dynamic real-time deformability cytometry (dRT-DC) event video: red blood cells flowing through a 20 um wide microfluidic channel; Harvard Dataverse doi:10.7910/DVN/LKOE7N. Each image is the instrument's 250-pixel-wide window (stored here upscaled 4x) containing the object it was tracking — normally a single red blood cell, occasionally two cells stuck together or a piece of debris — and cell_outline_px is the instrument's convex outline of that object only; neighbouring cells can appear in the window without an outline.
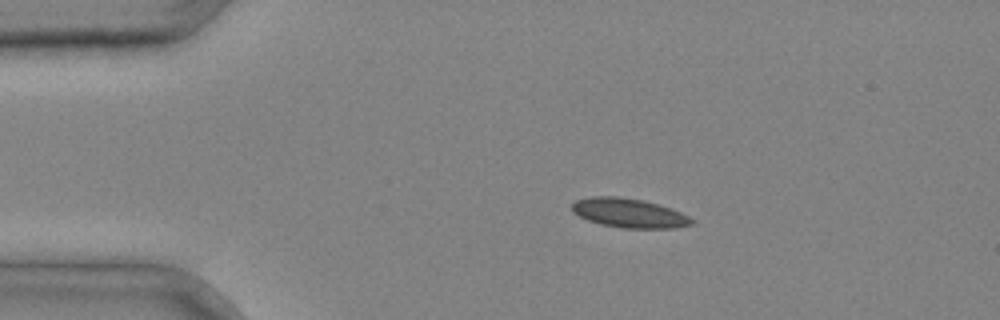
{"species": "common noctule bat (a hibernating species)", "species_latin": "Nyctalus noctula", "temperature_condition": "cold", "stored_images_in_passage": 4, "camera_frame_rate_fps": 3000, "um_per_image_px": 0.085, "animal": {"sex": "male", "body_mass_g": 20.4}, "frame": {"image": 1, "passage_image": 3, "time_ms": 0.667, "image_size_px": [1000, 320], "cell_outline_px": [[696, 224], [676, 228], [620, 228], [600, 224], [588, 220], [572, 212], [572, 204], [576, 200], [592, 196], [616, 196], [644, 200], [660, 204], [672, 208], [696, 220]], "centroid_in_image_um": [53.52, 18.11], "position_along_channel_um": 31.5, "area_um2": 20.69}}
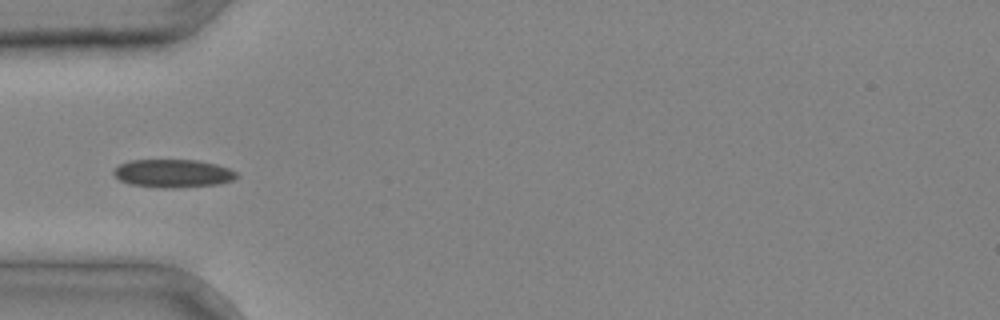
{"frame": {"image": 2, "passage_image": 4, "time_ms": 1.0, "image_size_px": [1000, 320], "cell_outline_px": [[240, 176], [232, 180], [216, 184], [176, 188], [168, 188], [132, 184], [120, 180], [112, 172], [120, 164], [128, 160], [200, 160], [216, 164], [228, 168], [236, 172]], "centroid_in_image_um": [14.73, 14.73], "position_along_channel_um": 70.3, "area_um2": 20.0}}